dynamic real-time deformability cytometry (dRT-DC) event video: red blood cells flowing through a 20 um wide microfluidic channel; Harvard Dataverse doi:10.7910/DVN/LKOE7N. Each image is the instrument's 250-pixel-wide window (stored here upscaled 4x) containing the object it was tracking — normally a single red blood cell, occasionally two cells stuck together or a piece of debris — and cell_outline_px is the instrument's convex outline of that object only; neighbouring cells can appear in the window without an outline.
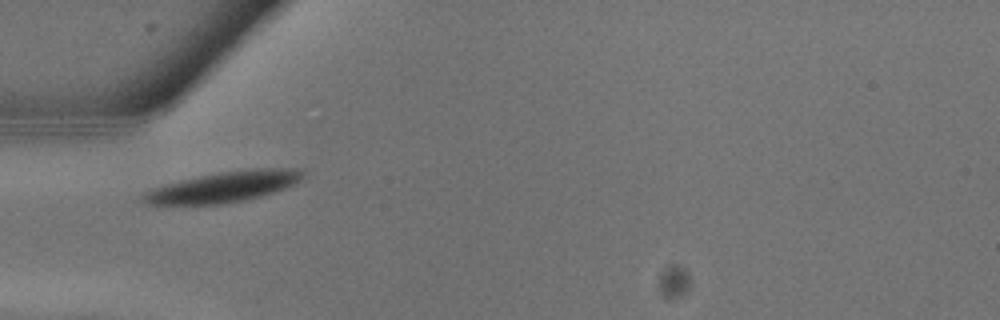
{"species": "common noctule bat (a hibernating species)", "species_latin": "Nyctalus noctula", "temperature_condition": "warm", "stored_images_in_passage": 5, "camera_frame_rate_fps": 3000, "um_per_image_px": 0.085, "animal": {"sex": "male", "body_mass_g": 13.3}, "frame": {"image": 1, "passage_image": 2, "time_ms": 0.333, "image_size_px": [1000, 320], "cell_outline_px": [[304, 176], [296, 184], [260, 196], [244, 200], [220, 204], [144, 204], [140, 200], [140, 196], [144, 192], [164, 184], [180, 180], [220, 172], [256, 168], [304, 168]], "centroid_in_image_um": [19.02, 15.87], "position_along_channel_um": 66.0, "area_um2": 28.44}}
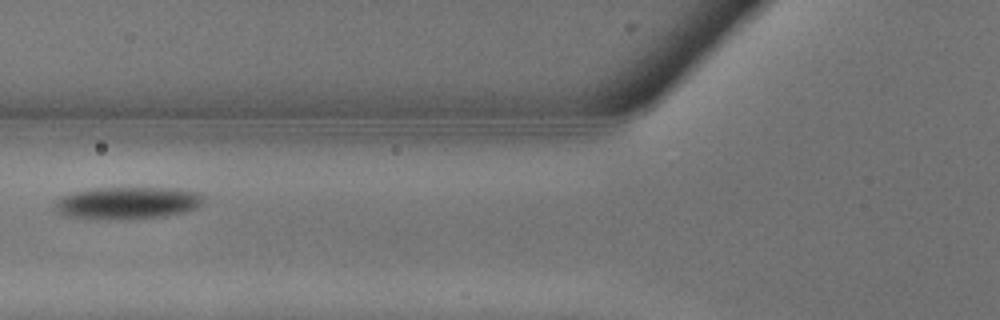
{"frame": {"image": 2, "passage_image": 4, "time_ms": 1.0, "image_size_px": [1000, 320], "cell_outline_px": [[204, 200], [196, 208], [184, 212], [164, 216], [120, 220], [108, 220], [64, 216], [56, 208], [56, 200], [60, 196], [72, 192], [92, 188], [176, 188], [200, 192], [204, 196]], "centroid_in_image_um": [10.84, 17.25], "position_along_channel_um": 115.0, "area_um2": 28.21}}